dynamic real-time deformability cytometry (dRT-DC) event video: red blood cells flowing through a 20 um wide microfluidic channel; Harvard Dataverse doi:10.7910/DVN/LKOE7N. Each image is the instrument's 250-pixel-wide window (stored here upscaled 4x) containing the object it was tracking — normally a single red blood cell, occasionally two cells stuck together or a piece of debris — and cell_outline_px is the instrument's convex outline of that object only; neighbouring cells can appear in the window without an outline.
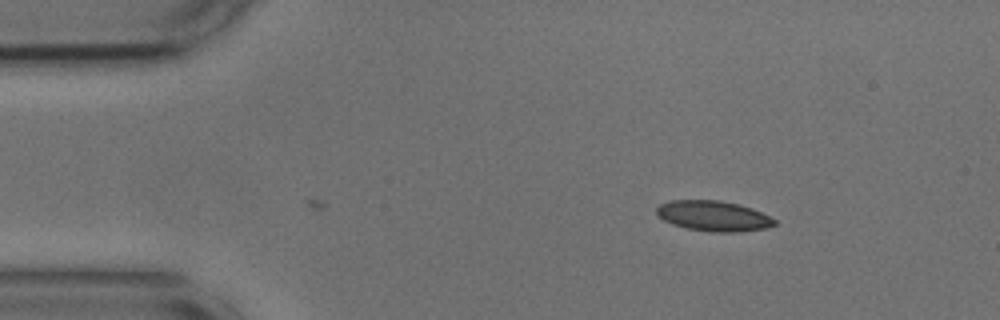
{"species": "common noctule bat (a hibernating species)", "species_latin": "Nyctalus noctula", "temperature_condition": "cold", "stored_images_in_passage": 12, "camera_frame_rate_fps": 3000, "um_per_image_px": 0.085, "animal": {"sex": "male", "body_mass_g": 17.9, "forearm_length_mm": 54.2}, "frame": {"image": 1, "passage_image": 12, "time_ms": 3.667, "image_size_px": [1000, 320], "cell_outline_px": [[776, 224], [764, 228], [740, 232], [708, 232], [688, 228], [672, 224], [664, 220], [656, 212], [656, 208], [660, 204], [672, 200], [720, 200], [752, 208], [776, 220]], "centroid_in_image_um": [60.63, 18.36], "position_along_channel_um": 24.4, "area_um2": 20.69}}